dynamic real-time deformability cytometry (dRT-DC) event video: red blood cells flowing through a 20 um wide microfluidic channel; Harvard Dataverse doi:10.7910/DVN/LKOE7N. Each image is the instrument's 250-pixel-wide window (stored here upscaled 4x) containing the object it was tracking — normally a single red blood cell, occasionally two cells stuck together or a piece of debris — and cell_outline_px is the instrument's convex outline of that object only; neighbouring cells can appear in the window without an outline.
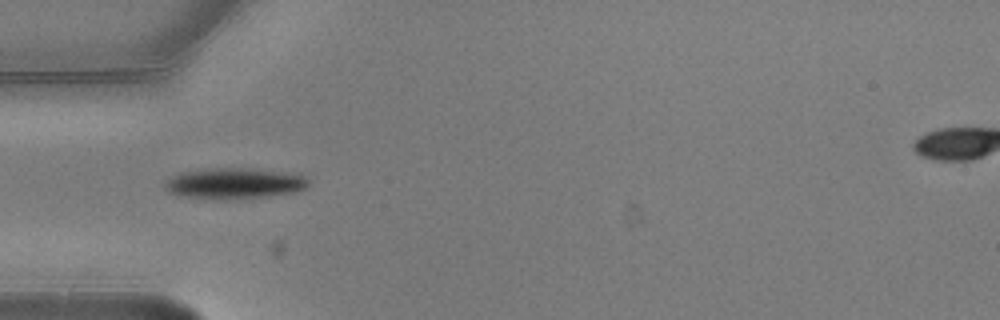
{"species": "common noctule bat (a hibernating species)", "species_latin": "Nyctalus noctula", "temperature_condition": "warm", "stored_images_in_passage": 5, "camera_frame_rate_fps": 3000, "um_per_image_px": 0.085, "animal": {"sex": "male", "body_mass_g": 20.5, "forearm_length_mm": 52.5}, "frame": {"image": 1, "passage_image": 1, "time_ms": 0.0, "image_size_px": [1000, 320], "cell_outline_px": [[308, 188], [300, 192], [268, 196], [228, 200], [224, 200], [188, 196], [168, 192], [164, 184], [172, 176], [180, 172], [208, 168], [252, 168], [300, 172], [308, 180]], "centroid_in_image_um": [20.05, 15.57], "position_along_channel_um": 64.9, "area_um2": 26.41}}
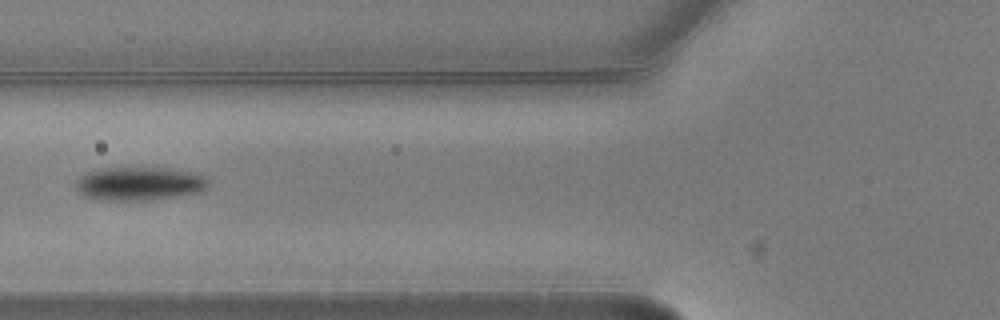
{"frame": {"image": 2, "passage_image": 2, "time_ms": 0.333, "image_size_px": [1000, 320], "cell_outline_px": [[208, 188], [200, 192], [148, 200], [100, 200], [84, 196], [76, 188], [76, 180], [80, 176], [88, 172], [100, 168], [172, 168], [200, 172], [208, 180]], "centroid_in_image_um": [11.88, 15.6], "position_along_channel_um": 113.9, "area_um2": 26.07}}